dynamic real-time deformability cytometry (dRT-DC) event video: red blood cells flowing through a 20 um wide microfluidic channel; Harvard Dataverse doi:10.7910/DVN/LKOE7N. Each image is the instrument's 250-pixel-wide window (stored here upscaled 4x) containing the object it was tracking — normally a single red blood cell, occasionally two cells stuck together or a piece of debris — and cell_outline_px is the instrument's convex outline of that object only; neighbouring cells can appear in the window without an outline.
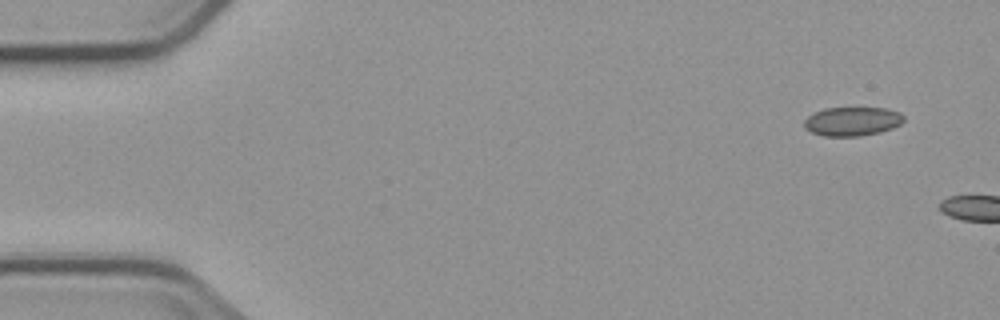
{"species": "common noctule bat (a hibernating species)", "species_latin": "Nyctalus noctula", "temperature_condition": "cold", "stored_images_in_passage": 2, "camera_frame_rate_fps": 3000, "um_per_image_px": 0.085, "animal": {"sex": "male", "body_mass_g": 23.1, "forearm_length_mm": 52.7}, "frame": {"image": 1, "passage_image": 1, "time_ms": 0.0, "image_size_px": [1000, 320], "cell_outline_px": [[904, 120], [900, 124], [892, 128], [880, 132], [860, 136], [824, 136], [812, 132], [804, 128], [804, 120], [812, 112], [824, 108], [888, 108], [900, 112], [904, 116]], "centroid_in_image_um": [72.43, 10.31], "position_along_channel_um": 12.6, "area_um2": 16.94}}